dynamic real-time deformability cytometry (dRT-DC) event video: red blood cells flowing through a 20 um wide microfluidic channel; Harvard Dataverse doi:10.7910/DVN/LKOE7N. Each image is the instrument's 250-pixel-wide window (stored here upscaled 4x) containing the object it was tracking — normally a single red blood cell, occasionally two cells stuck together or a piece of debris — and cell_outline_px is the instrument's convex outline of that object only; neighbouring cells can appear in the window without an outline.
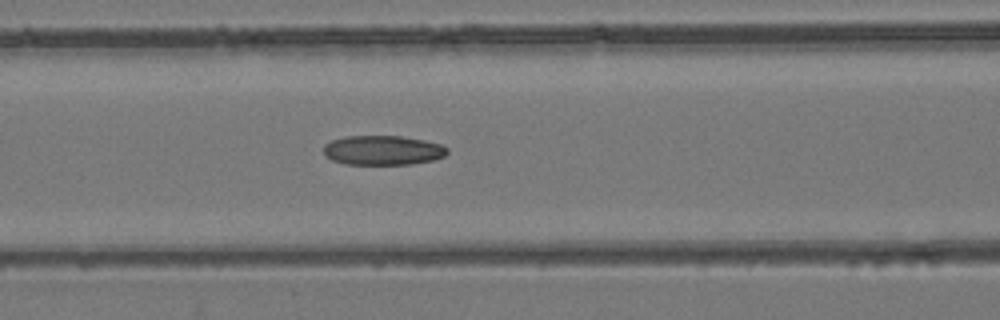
{"species": "common noctule bat (a hibernating species)", "species_latin": "Nyctalus noctula", "temperature_condition": "room temperature", "stored_images_in_passage": 17, "camera_frame_rate_fps": 3000, "um_per_image_px": 0.085, "animal": {"sex": "female", "body_mass_g": 24.6, "forearm_length_mm": 56.2}, "frame": {"image": 1, "passage_image": 10, "time_ms": 3.0, "image_size_px": [1000, 320], "cell_outline_px": [[448, 152], [444, 156], [432, 160], [412, 164], [344, 164], [332, 160], [324, 156], [324, 144], [332, 140], [344, 136], [400, 136], [424, 140], [440, 144], [448, 148]], "centroid_in_image_um": [32.51, 12.77], "position_along_channel_um": 134.1, "area_um2": 21.33}}